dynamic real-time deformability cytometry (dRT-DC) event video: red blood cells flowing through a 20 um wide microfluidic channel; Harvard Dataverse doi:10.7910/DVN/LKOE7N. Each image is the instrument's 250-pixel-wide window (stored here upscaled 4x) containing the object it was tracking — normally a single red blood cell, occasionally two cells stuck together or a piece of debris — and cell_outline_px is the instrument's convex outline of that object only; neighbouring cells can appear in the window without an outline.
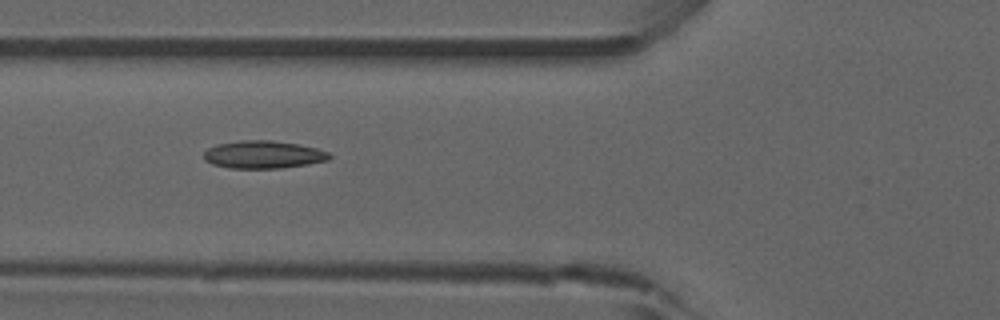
{"species": "common noctule bat (a hibernating species)", "species_latin": "Nyctalus noctula", "temperature_condition": "room temperature", "stored_images_in_passage": 47, "camera_frame_rate_fps": 3000, "um_per_image_px": 0.085, "animal": {"sex": "male", "forearm_length_mm": 52.5}, "frame": {"image": 1, "passage_image": 14, "time_ms": 4.333, "image_size_px": [1000, 320], "cell_outline_px": [[332, 156], [328, 160], [308, 164], [280, 168], [232, 168], [212, 164], [204, 160], [204, 152], [208, 148], [216, 144], [240, 140], [272, 140], [300, 144], [316, 148], [328, 152]], "centroid_in_image_um": [22.38, 13.13], "position_along_channel_um": 103.4, "area_um2": 20.35}, "authors_computed_cell_mechanics": {"area_um2": 19.1318, "velocity_mm_per_s": 3.9278, "shape_relaxation_time_tau1_ms": 6.9698, "shape_relaxation_time_tau2_ms": 3.6592, "deformation_change_tau1": 0.1819, "deformation_change_tau2": 0.1174}}